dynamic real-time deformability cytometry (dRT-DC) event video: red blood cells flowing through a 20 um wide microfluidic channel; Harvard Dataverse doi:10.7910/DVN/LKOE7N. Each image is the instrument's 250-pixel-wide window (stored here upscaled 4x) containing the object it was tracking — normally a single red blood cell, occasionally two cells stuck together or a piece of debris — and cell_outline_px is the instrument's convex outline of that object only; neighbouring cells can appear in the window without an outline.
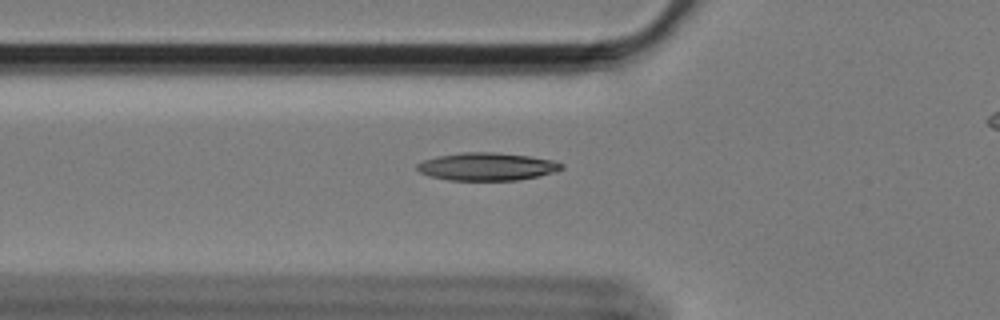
{"species": "Egyptian fruit bat (a non-hibernating species)", "species_latin": "Rousettus aegyptiacus", "temperature_condition": "cold", "stored_images_in_passage": 42, "camera_frame_rate_fps": 3000, "um_per_image_px": 0.085, "animal": {"sex": "female"}, "frame": {"image": 1, "passage_image": 10, "time_ms": 3.0, "image_size_px": [1000, 320], "cell_outline_px": [[564, 168], [552, 172], [536, 176], [516, 180], [448, 180], [428, 176], [420, 172], [416, 168], [416, 164], [424, 160], [436, 156], [464, 152], [492, 152], [528, 156], [556, 160], [564, 164]], "centroid_in_image_um": [41.37, 14.15], "position_along_channel_um": 84.4, "area_um2": 23.35}}
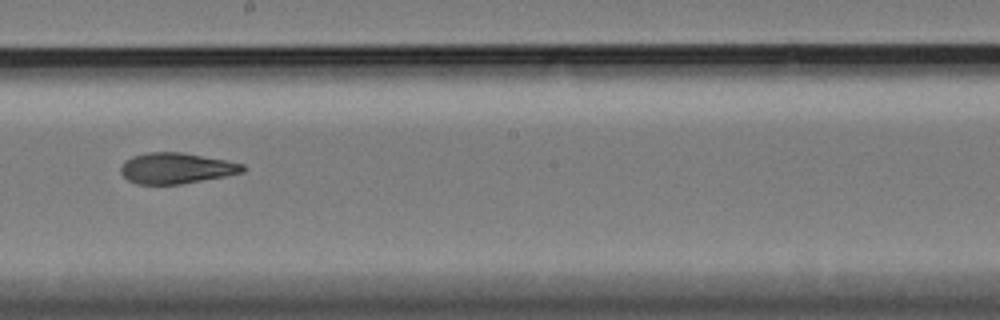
{"frame": {"image": 2, "passage_image": 23, "time_ms": 7.333, "image_size_px": [1000, 320], "cell_outline_px": [[244, 172], [224, 176], [180, 184], [136, 184], [128, 180], [120, 172], [120, 168], [132, 156], [148, 152], [180, 152], [224, 160], [244, 164]], "centroid_in_image_um": [14.96, 14.3], "position_along_channel_um": 233.2, "area_um2": 21.56}}
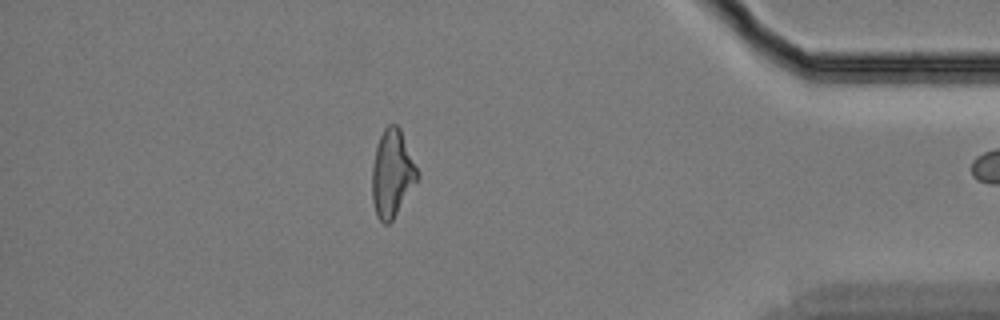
{"frame": {"image": 3, "passage_image": 41, "time_ms": 13.333, "image_size_px": [1000, 320], "cell_outline_px": [[420, 176], [392, 220], [388, 224], [384, 224], [376, 216], [372, 200], [372, 168], [376, 144], [384, 128], [388, 124], [396, 124], [400, 128], [420, 172]], "centroid_in_image_um": [33.33, 14.73], "position_along_channel_um": 401.9, "area_um2": 23.18}}